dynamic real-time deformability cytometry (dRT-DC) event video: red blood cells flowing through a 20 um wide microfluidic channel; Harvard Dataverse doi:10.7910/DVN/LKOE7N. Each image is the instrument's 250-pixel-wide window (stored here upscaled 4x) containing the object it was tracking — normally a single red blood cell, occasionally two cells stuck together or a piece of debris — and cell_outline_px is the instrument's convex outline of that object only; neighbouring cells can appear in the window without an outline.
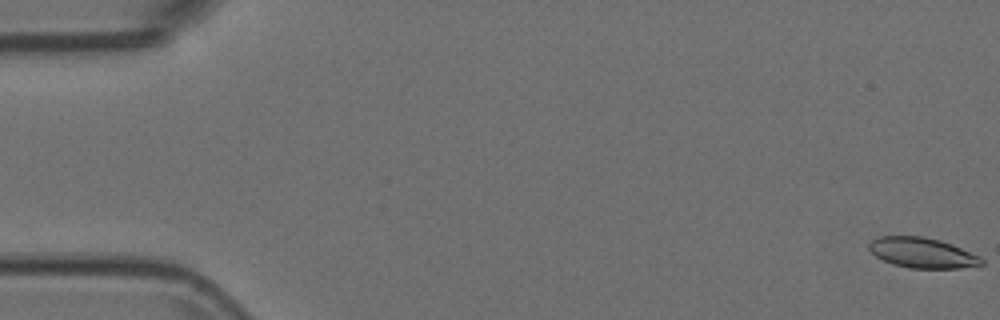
{"species": "Egyptian fruit bat (a non-hibernating species)", "species_latin": "Rousettus aegyptiacus", "temperature_condition": "room temperature", "stored_images_in_passage": 10, "camera_frame_rate_fps": 3000, "um_per_image_px": 0.085, "animal": {"sex": "female"}, "frame": {"image": 1, "passage_image": 1, "time_ms": 0.0, "image_size_px": [1000, 320], "cell_outline_px": [[984, 264], [960, 268], [908, 268], [892, 264], [876, 256], [868, 248], [868, 244], [872, 240], [880, 236], [924, 236], [940, 240], [952, 244], [980, 256], [984, 260]], "centroid_in_image_um": [78.4, 21.48], "position_along_channel_um": 6.6, "area_um2": 19.88}}